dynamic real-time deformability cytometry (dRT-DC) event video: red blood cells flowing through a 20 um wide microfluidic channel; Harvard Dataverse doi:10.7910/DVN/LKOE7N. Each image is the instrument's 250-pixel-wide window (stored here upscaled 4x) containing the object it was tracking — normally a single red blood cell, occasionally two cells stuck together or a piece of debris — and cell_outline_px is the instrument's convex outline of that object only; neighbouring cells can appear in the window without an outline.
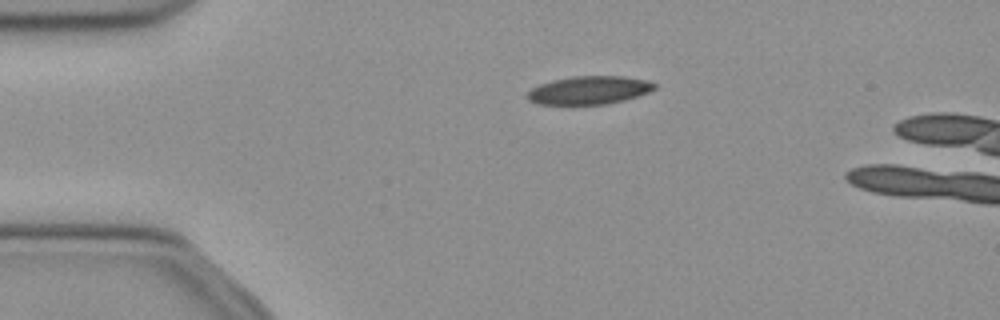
{"species": "common noctule bat (a hibernating species)", "species_latin": "Nyctalus noctula", "temperature_condition": "cold", "stored_images_in_passage": 4, "camera_frame_rate_fps": 3000, "um_per_image_px": 0.085, "animal": {"sex": "female", "body_mass_g": 21.9}, "frame": {"image": 1, "passage_image": 1, "time_ms": 0.0, "image_size_px": [1000, 320], "cell_outline_px": [[656, 88], [648, 92], [624, 100], [608, 104], [536, 104], [528, 100], [528, 92], [532, 88], [540, 84], [552, 80], [572, 76], [624, 76], [644, 80], [656, 84]], "centroid_in_image_um": [50.06, 7.66], "position_along_channel_um": 34.9, "area_um2": 20.75}}